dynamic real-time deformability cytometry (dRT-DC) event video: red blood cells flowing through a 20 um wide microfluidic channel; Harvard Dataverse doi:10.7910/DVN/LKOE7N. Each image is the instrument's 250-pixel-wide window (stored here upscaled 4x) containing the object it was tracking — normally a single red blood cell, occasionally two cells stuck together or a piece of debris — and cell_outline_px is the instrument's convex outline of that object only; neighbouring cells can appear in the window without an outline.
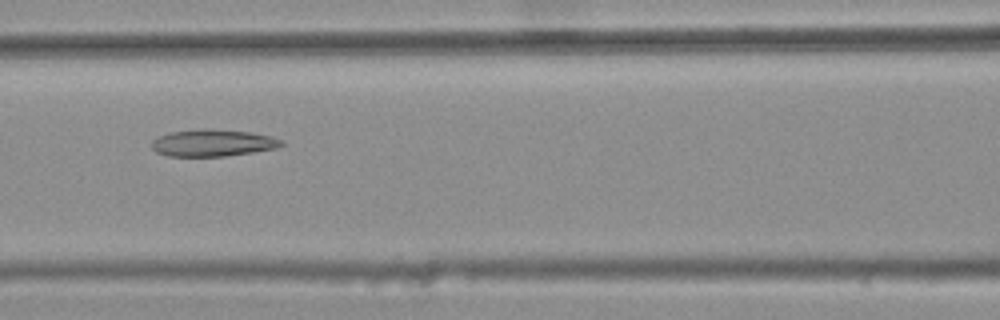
{"species": "common noctule bat (a hibernating species)", "species_latin": "Nyctalus noctula", "temperature_condition": "warm", "stored_images_in_passage": 6, "camera_frame_rate_fps": 3000, "um_per_image_px": 0.085, "animal": {"sex": "female", "body_mass_g": 25.1}, "frame": {"image": 1, "passage_image": 6, "time_ms": 1.667, "image_size_px": [1000, 320], "cell_outline_px": [[284, 144], [276, 148], [252, 152], [224, 156], [168, 156], [156, 152], [152, 148], [152, 140], [160, 136], [172, 132], [200, 128], [204, 128], [252, 132], [272, 136], [284, 140]], "centroid_in_image_um": [18.11, 12.14], "position_along_channel_um": 148.5, "area_um2": 20.4}}